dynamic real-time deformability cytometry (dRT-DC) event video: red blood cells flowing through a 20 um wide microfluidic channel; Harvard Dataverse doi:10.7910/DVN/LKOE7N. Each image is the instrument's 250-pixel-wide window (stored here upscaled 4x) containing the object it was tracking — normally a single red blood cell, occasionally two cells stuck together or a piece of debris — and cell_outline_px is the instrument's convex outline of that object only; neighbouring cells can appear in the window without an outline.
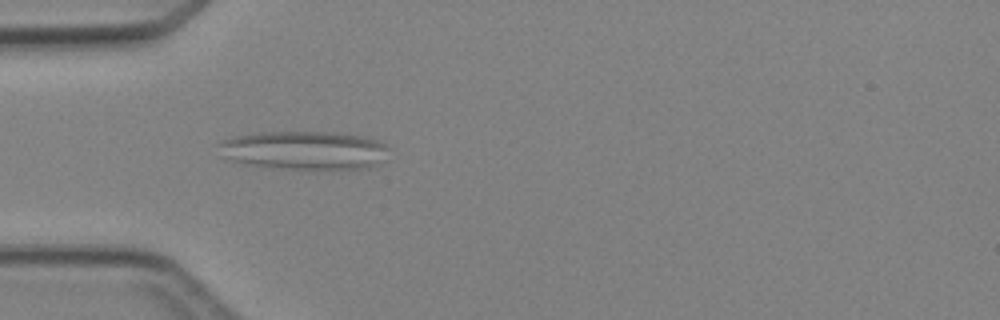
{"species": "Egyptian fruit bat (a non-hibernating species)", "species_latin": "Rousettus aegyptiacus", "temperature_condition": "cold", "stored_images_in_passage": 4, "camera_frame_rate_fps": 3000, "um_per_image_px": 0.085, "animal": {"sex": "female"}, "frame": {"image": 1, "passage_image": 4, "time_ms": 3.667, "image_size_px": [1000, 320], "cell_outline_px": [[388, 148], [384, 160], [368, 168], [284, 168], [244, 164], [224, 160], [216, 144], [224, 140], [236, 136], [260, 132], [332, 132], [364, 136], [380, 140]], "centroid_in_image_um": [25.82, 12.76], "position_along_channel_um": 59.2, "area_um2": 38.21}}